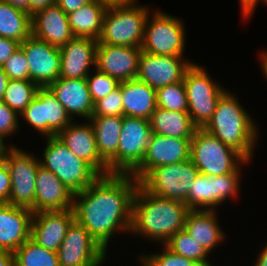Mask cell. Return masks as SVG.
<instances>
[{
	"instance_id": "obj_1",
	"label": "cell",
	"mask_w": 267,
	"mask_h": 266,
	"mask_svg": "<svg viewBox=\"0 0 267 266\" xmlns=\"http://www.w3.org/2000/svg\"><path fill=\"white\" fill-rule=\"evenodd\" d=\"M138 184L131 174H109L99 176L86 189L74 194L75 220L105 251L116 232H130Z\"/></svg>"
},
{
	"instance_id": "obj_2",
	"label": "cell",
	"mask_w": 267,
	"mask_h": 266,
	"mask_svg": "<svg viewBox=\"0 0 267 266\" xmlns=\"http://www.w3.org/2000/svg\"><path fill=\"white\" fill-rule=\"evenodd\" d=\"M189 210L184 202L158 197L138 184L133 198L130 233L165 244L184 229Z\"/></svg>"
},
{
	"instance_id": "obj_3",
	"label": "cell",
	"mask_w": 267,
	"mask_h": 266,
	"mask_svg": "<svg viewBox=\"0 0 267 266\" xmlns=\"http://www.w3.org/2000/svg\"><path fill=\"white\" fill-rule=\"evenodd\" d=\"M228 92L221 96L203 129L250 161L258 139V128L237 97Z\"/></svg>"
},
{
	"instance_id": "obj_4",
	"label": "cell",
	"mask_w": 267,
	"mask_h": 266,
	"mask_svg": "<svg viewBox=\"0 0 267 266\" xmlns=\"http://www.w3.org/2000/svg\"><path fill=\"white\" fill-rule=\"evenodd\" d=\"M147 5L129 4L108 6L104 14L98 44L141 47L147 17Z\"/></svg>"
},
{
	"instance_id": "obj_5",
	"label": "cell",
	"mask_w": 267,
	"mask_h": 266,
	"mask_svg": "<svg viewBox=\"0 0 267 266\" xmlns=\"http://www.w3.org/2000/svg\"><path fill=\"white\" fill-rule=\"evenodd\" d=\"M46 141L40 165L53 172L73 194L83 191L100 176L56 136L46 137Z\"/></svg>"
},
{
	"instance_id": "obj_6",
	"label": "cell",
	"mask_w": 267,
	"mask_h": 266,
	"mask_svg": "<svg viewBox=\"0 0 267 266\" xmlns=\"http://www.w3.org/2000/svg\"><path fill=\"white\" fill-rule=\"evenodd\" d=\"M190 160L199 173L210 177L236 172L241 164L250 162L203 128H198L191 139Z\"/></svg>"
},
{
	"instance_id": "obj_7",
	"label": "cell",
	"mask_w": 267,
	"mask_h": 266,
	"mask_svg": "<svg viewBox=\"0 0 267 266\" xmlns=\"http://www.w3.org/2000/svg\"><path fill=\"white\" fill-rule=\"evenodd\" d=\"M188 113L198 128H203L215 112L221 96L227 91L216 83L205 68L194 63L184 74Z\"/></svg>"
},
{
	"instance_id": "obj_8",
	"label": "cell",
	"mask_w": 267,
	"mask_h": 266,
	"mask_svg": "<svg viewBox=\"0 0 267 266\" xmlns=\"http://www.w3.org/2000/svg\"><path fill=\"white\" fill-rule=\"evenodd\" d=\"M11 176L9 204L26 207L35 213L36 174L40 161L32 153L9 145L1 157Z\"/></svg>"
},
{
	"instance_id": "obj_9",
	"label": "cell",
	"mask_w": 267,
	"mask_h": 266,
	"mask_svg": "<svg viewBox=\"0 0 267 266\" xmlns=\"http://www.w3.org/2000/svg\"><path fill=\"white\" fill-rule=\"evenodd\" d=\"M199 170L189 159L151 169L139 184L158 197L185 202Z\"/></svg>"
},
{
	"instance_id": "obj_10",
	"label": "cell",
	"mask_w": 267,
	"mask_h": 266,
	"mask_svg": "<svg viewBox=\"0 0 267 266\" xmlns=\"http://www.w3.org/2000/svg\"><path fill=\"white\" fill-rule=\"evenodd\" d=\"M184 29L181 19L156 10L147 17L141 49L154 55L183 56L186 42Z\"/></svg>"
},
{
	"instance_id": "obj_11",
	"label": "cell",
	"mask_w": 267,
	"mask_h": 266,
	"mask_svg": "<svg viewBox=\"0 0 267 266\" xmlns=\"http://www.w3.org/2000/svg\"><path fill=\"white\" fill-rule=\"evenodd\" d=\"M240 175V168L236 172L212 177L199 173L184 203L190 210L214 211L229 197L239 196Z\"/></svg>"
},
{
	"instance_id": "obj_12",
	"label": "cell",
	"mask_w": 267,
	"mask_h": 266,
	"mask_svg": "<svg viewBox=\"0 0 267 266\" xmlns=\"http://www.w3.org/2000/svg\"><path fill=\"white\" fill-rule=\"evenodd\" d=\"M20 116L45 137L56 136L73 121L48 87L38 89Z\"/></svg>"
},
{
	"instance_id": "obj_13",
	"label": "cell",
	"mask_w": 267,
	"mask_h": 266,
	"mask_svg": "<svg viewBox=\"0 0 267 266\" xmlns=\"http://www.w3.org/2000/svg\"><path fill=\"white\" fill-rule=\"evenodd\" d=\"M152 135L150 120L123 116L117 174H131L142 162Z\"/></svg>"
},
{
	"instance_id": "obj_14",
	"label": "cell",
	"mask_w": 267,
	"mask_h": 266,
	"mask_svg": "<svg viewBox=\"0 0 267 266\" xmlns=\"http://www.w3.org/2000/svg\"><path fill=\"white\" fill-rule=\"evenodd\" d=\"M106 253L76 220L69 226L57 251L59 266H101Z\"/></svg>"
},
{
	"instance_id": "obj_15",
	"label": "cell",
	"mask_w": 267,
	"mask_h": 266,
	"mask_svg": "<svg viewBox=\"0 0 267 266\" xmlns=\"http://www.w3.org/2000/svg\"><path fill=\"white\" fill-rule=\"evenodd\" d=\"M184 56L154 55L142 51L136 79L153 89L182 82L186 70L193 64Z\"/></svg>"
},
{
	"instance_id": "obj_16",
	"label": "cell",
	"mask_w": 267,
	"mask_h": 266,
	"mask_svg": "<svg viewBox=\"0 0 267 266\" xmlns=\"http://www.w3.org/2000/svg\"><path fill=\"white\" fill-rule=\"evenodd\" d=\"M29 62V80L39 87H48L59 78V48L32 35L20 43Z\"/></svg>"
},
{
	"instance_id": "obj_17",
	"label": "cell",
	"mask_w": 267,
	"mask_h": 266,
	"mask_svg": "<svg viewBox=\"0 0 267 266\" xmlns=\"http://www.w3.org/2000/svg\"><path fill=\"white\" fill-rule=\"evenodd\" d=\"M190 142L152 133L144 158L131 175L140 181L153 168L189 160Z\"/></svg>"
},
{
	"instance_id": "obj_18",
	"label": "cell",
	"mask_w": 267,
	"mask_h": 266,
	"mask_svg": "<svg viewBox=\"0 0 267 266\" xmlns=\"http://www.w3.org/2000/svg\"><path fill=\"white\" fill-rule=\"evenodd\" d=\"M141 47L97 44L95 69L119 82L136 79Z\"/></svg>"
},
{
	"instance_id": "obj_19",
	"label": "cell",
	"mask_w": 267,
	"mask_h": 266,
	"mask_svg": "<svg viewBox=\"0 0 267 266\" xmlns=\"http://www.w3.org/2000/svg\"><path fill=\"white\" fill-rule=\"evenodd\" d=\"M83 124L71 122L56 137L77 157L86 161L100 176L109 175L107 163L100 157L93 125L89 120Z\"/></svg>"
},
{
	"instance_id": "obj_20",
	"label": "cell",
	"mask_w": 267,
	"mask_h": 266,
	"mask_svg": "<svg viewBox=\"0 0 267 266\" xmlns=\"http://www.w3.org/2000/svg\"><path fill=\"white\" fill-rule=\"evenodd\" d=\"M74 220L73 209L35 212L30 238L38 245L57 252Z\"/></svg>"
},
{
	"instance_id": "obj_21",
	"label": "cell",
	"mask_w": 267,
	"mask_h": 266,
	"mask_svg": "<svg viewBox=\"0 0 267 266\" xmlns=\"http://www.w3.org/2000/svg\"><path fill=\"white\" fill-rule=\"evenodd\" d=\"M98 41L88 37H73L60 51L59 77L67 79L86 78L91 72L90 67H95L96 48Z\"/></svg>"
},
{
	"instance_id": "obj_22",
	"label": "cell",
	"mask_w": 267,
	"mask_h": 266,
	"mask_svg": "<svg viewBox=\"0 0 267 266\" xmlns=\"http://www.w3.org/2000/svg\"><path fill=\"white\" fill-rule=\"evenodd\" d=\"M33 214L26 207L0 204V250L14 253L31 237Z\"/></svg>"
},
{
	"instance_id": "obj_23",
	"label": "cell",
	"mask_w": 267,
	"mask_h": 266,
	"mask_svg": "<svg viewBox=\"0 0 267 266\" xmlns=\"http://www.w3.org/2000/svg\"><path fill=\"white\" fill-rule=\"evenodd\" d=\"M31 22L33 37L58 48L74 37L67 14L56 3L33 14Z\"/></svg>"
},
{
	"instance_id": "obj_24",
	"label": "cell",
	"mask_w": 267,
	"mask_h": 266,
	"mask_svg": "<svg viewBox=\"0 0 267 266\" xmlns=\"http://www.w3.org/2000/svg\"><path fill=\"white\" fill-rule=\"evenodd\" d=\"M48 88L73 119L74 115L89 120L94 110L86 78L67 79L59 77Z\"/></svg>"
},
{
	"instance_id": "obj_25",
	"label": "cell",
	"mask_w": 267,
	"mask_h": 266,
	"mask_svg": "<svg viewBox=\"0 0 267 266\" xmlns=\"http://www.w3.org/2000/svg\"><path fill=\"white\" fill-rule=\"evenodd\" d=\"M74 194L50 170L39 166L36 174L35 212L73 209Z\"/></svg>"
},
{
	"instance_id": "obj_26",
	"label": "cell",
	"mask_w": 267,
	"mask_h": 266,
	"mask_svg": "<svg viewBox=\"0 0 267 266\" xmlns=\"http://www.w3.org/2000/svg\"><path fill=\"white\" fill-rule=\"evenodd\" d=\"M96 146L100 157L107 163L110 174H117V151L123 116H91Z\"/></svg>"
},
{
	"instance_id": "obj_27",
	"label": "cell",
	"mask_w": 267,
	"mask_h": 266,
	"mask_svg": "<svg viewBox=\"0 0 267 266\" xmlns=\"http://www.w3.org/2000/svg\"><path fill=\"white\" fill-rule=\"evenodd\" d=\"M215 211L189 210L185 219L184 230L208 253L225 238Z\"/></svg>"
},
{
	"instance_id": "obj_28",
	"label": "cell",
	"mask_w": 267,
	"mask_h": 266,
	"mask_svg": "<svg viewBox=\"0 0 267 266\" xmlns=\"http://www.w3.org/2000/svg\"><path fill=\"white\" fill-rule=\"evenodd\" d=\"M123 116L150 120L157 108L156 90L138 79L121 82Z\"/></svg>"
},
{
	"instance_id": "obj_29",
	"label": "cell",
	"mask_w": 267,
	"mask_h": 266,
	"mask_svg": "<svg viewBox=\"0 0 267 266\" xmlns=\"http://www.w3.org/2000/svg\"><path fill=\"white\" fill-rule=\"evenodd\" d=\"M152 133L167 137L192 139L198 127L188 112L157 107L150 118Z\"/></svg>"
},
{
	"instance_id": "obj_30",
	"label": "cell",
	"mask_w": 267,
	"mask_h": 266,
	"mask_svg": "<svg viewBox=\"0 0 267 266\" xmlns=\"http://www.w3.org/2000/svg\"><path fill=\"white\" fill-rule=\"evenodd\" d=\"M107 5L92 0L76 11L67 14L68 22L74 37L98 39Z\"/></svg>"
},
{
	"instance_id": "obj_31",
	"label": "cell",
	"mask_w": 267,
	"mask_h": 266,
	"mask_svg": "<svg viewBox=\"0 0 267 266\" xmlns=\"http://www.w3.org/2000/svg\"><path fill=\"white\" fill-rule=\"evenodd\" d=\"M31 35V15L0 0V36L21 43Z\"/></svg>"
},
{
	"instance_id": "obj_32",
	"label": "cell",
	"mask_w": 267,
	"mask_h": 266,
	"mask_svg": "<svg viewBox=\"0 0 267 266\" xmlns=\"http://www.w3.org/2000/svg\"><path fill=\"white\" fill-rule=\"evenodd\" d=\"M16 266H59L57 252L38 245L29 238L14 252Z\"/></svg>"
},
{
	"instance_id": "obj_33",
	"label": "cell",
	"mask_w": 267,
	"mask_h": 266,
	"mask_svg": "<svg viewBox=\"0 0 267 266\" xmlns=\"http://www.w3.org/2000/svg\"><path fill=\"white\" fill-rule=\"evenodd\" d=\"M39 88L30 80H9L3 102L20 115L34 99Z\"/></svg>"
},
{
	"instance_id": "obj_34",
	"label": "cell",
	"mask_w": 267,
	"mask_h": 266,
	"mask_svg": "<svg viewBox=\"0 0 267 266\" xmlns=\"http://www.w3.org/2000/svg\"><path fill=\"white\" fill-rule=\"evenodd\" d=\"M165 245L174 253L195 262L212 266L208 261V252L197 243L184 229L174 234Z\"/></svg>"
},
{
	"instance_id": "obj_35",
	"label": "cell",
	"mask_w": 267,
	"mask_h": 266,
	"mask_svg": "<svg viewBox=\"0 0 267 266\" xmlns=\"http://www.w3.org/2000/svg\"><path fill=\"white\" fill-rule=\"evenodd\" d=\"M156 103L165 110L188 112L184 81L156 89Z\"/></svg>"
},
{
	"instance_id": "obj_36",
	"label": "cell",
	"mask_w": 267,
	"mask_h": 266,
	"mask_svg": "<svg viewBox=\"0 0 267 266\" xmlns=\"http://www.w3.org/2000/svg\"><path fill=\"white\" fill-rule=\"evenodd\" d=\"M164 249L161 253L150 255H140V261L144 266H207L205 263L195 262L174 253L165 244H162Z\"/></svg>"
},
{
	"instance_id": "obj_37",
	"label": "cell",
	"mask_w": 267,
	"mask_h": 266,
	"mask_svg": "<svg viewBox=\"0 0 267 266\" xmlns=\"http://www.w3.org/2000/svg\"><path fill=\"white\" fill-rule=\"evenodd\" d=\"M96 70L94 74H89L86 77L88 89L92 102L95 103L99 99H102L109 95L112 91L119 87L120 82L105 73Z\"/></svg>"
},
{
	"instance_id": "obj_38",
	"label": "cell",
	"mask_w": 267,
	"mask_h": 266,
	"mask_svg": "<svg viewBox=\"0 0 267 266\" xmlns=\"http://www.w3.org/2000/svg\"><path fill=\"white\" fill-rule=\"evenodd\" d=\"M92 116H123L121 82L117 89L94 103Z\"/></svg>"
},
{
	"instance_id": "obj_39",
	"label": "cell",
	"mask_w": 267,
	"mask_h": 266,
	"mask_svg": "<svg viewBox=\"0 0 267 266\" xmlns=\"http://www.w3.org/2000/svg\"><path fill=\"white\" fill-rule=\"evenodd\" d=\"M9 80H29V62L21 47L1 66Z\"/></svg>"
},
{
	"instance_id": "obj_40",
	"label": "cell",
	"mask_w": 267,
	"mask_h": 266,
	"mask_svg": "<svg viewBox=\"0 0 267 266\" xmlns=\"http://www.w3.org/2000/svg\"><path fill=\"white\" fill-rule=\"evenodd\" d=\"M19 116L6 103L0 101V141L5 144L7 136L17 132L19 126Z\"/></svg>"
},
{
	"instance_id": "obj_41",
	"label": "cell",
	"mask_w": 267,
	"mask_h": 266,
	"mask_svg": "<svg viewBox=\"0 0 267 266\" xmlns=\"http://www.w3.org/2000/svg\"><path fill=\"white\" fill-rule=\"evenodd\" d=\"M11 191V176L5 161L0 158V204L8 203Z\"/></svg>"
},
{
	"instance_id": "obj_42",
	"label": "cell",
	"mask_w": 267,
	"mask_h": 266,
	"mask_svg": "<svg viewBox=\"0 0 267 266\" xmlns=\"http://www.w3.org/2000/svg\"><path fill=\"white\" fill-rule=\"evenodd\" d=\"M20 47V42L0 36V67Z\"/></svg>"
},
{
	"instance_id": "obj_43",
	"label": "cell",
	"mask_w": 267,
	"mask_h": 266,
	"mask_svg": "<svg viewBox=\"0 0 267 266\" xmlns=\"http://www.w3.org/2000/svg\"><path fill=\"white\" fill-rule=\"evenodd\" d=\"M92 0H56V4L66 13L76 11Z\"/></svg>"
},
{
	"instance_id": "obj_44",
	"label": "cell",
	"mask_w": 267,
	"mask_h": 266,
	"mask_svg": "<svg viewBox=\"0 0 267 266\" xmlns=\"http://www.w3.org/2000/svg\"><path fill=\"white\" fill-rule=\"evenodd\" d=\"M54 3H56V0H29V14L32 16Z\"/></svg>"
},
{
	"instance_id": "obj_45",
	"label": "cell",
	"mask_w": 267,
	"mask_h": 266,
	"mask_svg": "<svg viewBox=\"0 0 267 266\" xmlns=\"http://www.w3.org/2000/svg\"><path fill=\"white\" fill-rule=\"evenodd\" d=\"M259 1L260 0H240V7L242 8L241 12L242 15H244L243 17L249 19L248 17H250L253 11H255V8Z\"/></svg>"
},
{
	"instance_id": "obj_46",
	"label": "cell",
	"mask_w": 267,
	"mask_h": 266,
	"mask_svg": "<svg viewBox=\"0 0 267 266\" xmlns=\"http://www.w3.org/2000/svg\"><path fill=\"white\" fill-rule=\"evenodd\" d=\"M0 266H16L14 253L0 250Z\"/></svg>"
},
{
	"instance_id": "obj_47",
	"label": "cell",
	"mask_w": 267,
	"mask_h": 266,
	"mask_svg": "<svg viewBox=\"0 0 267 266\" xmlns=\"http://www.w3.org/2000/svg\"><path fill=\"white\" fill-rule=\"evenodd\" d=\"M13 7L19 8L29 13V0H3Z\"/></svg>"
},
{
	"instance_id": "obj_48",
	"label": "cell",
	"mask_w": 267,
	"mask_h": 266,
	"mask_svg": "<svg viewBox=\"0 0 267 266\" xmlns=\"http://www.w3.org/2000/svg\"><path fill=\"white\" fill-rule=\"evenodd\" d=\"M9 81V77L4 72V70L0 67V101H3V96Z\"/></svg>"
},
{
	"instance_id": "obj_49",
	"label": "cell",
	"mask_w": 267,
	"mask_h": 266,
	"mask_svg": "<svg viewBox=\"0 0 267 266\" xmlns=\"http://www.w3.org/2000/svg\"><path fill=\"white\" fill-rule=\"evenodd\" d=\"M254 266H267V244L260 251Z\"/></svg>"
},
{
	"instance_id": "obj_50",
	"label": "cell",
	"mask_w": 267,
	"mask_h": 266,
	"mask_svg": "<svg viewBox=\"0 0 267 266\" xmlns=\"http://www.w3.org/2000/svg\"><path fill=\"white\" fill-rule=\"evenodd\" d=\"M96 1L101 2L107 6L129 4V3L136 2V0H96Z\"/></svg>"
},
{
	"instance_id": "obj_51",
	"label": "cell",
	"mask_w": 267,
	"mask_h": 266,
	"mask_svg": "<svg viewBox=\"0 0 267 266\" xmlns=\"http://www.w3.org/2000/svg\"><path fill=\"white\" fill-rule=\"evenodd\" d=\"M261 58V66H262V71L264 76H266L265 78L267 79V52L266 53H262V55L260 56Z\"/></svg>"
},
{
	"instance_id": "obj_52",
	"label": "cell",
	"mask_w": 267,
	"mask_h": 266,
	"mask_svg": "<svg viewBox=\"0 0 267 266\" xmlns=\"http://www.w3.org/2000/svg\"><path fill=\"white\" fill-rule=\"evenodd\" d=\"M7 147L6 144H3L1 141H0V158L2 157L3 155V152L5 150V148Z\"/></svg>"
},
{
	"instance_id": "obj_53",
	"label": "cell",
	"mask_w": 267,
	"mask_h": 266,
	"mask_svg": "<svg viewBox=\"0 0 267 266\" xmlns=\"http://www.w3.org/2000/svg\"><path fill=\"white\" fill-rule=\"evenodd\" d=\"M262 2H264L267 5V0H262Z\"/></svg>"
}]
</instances>
